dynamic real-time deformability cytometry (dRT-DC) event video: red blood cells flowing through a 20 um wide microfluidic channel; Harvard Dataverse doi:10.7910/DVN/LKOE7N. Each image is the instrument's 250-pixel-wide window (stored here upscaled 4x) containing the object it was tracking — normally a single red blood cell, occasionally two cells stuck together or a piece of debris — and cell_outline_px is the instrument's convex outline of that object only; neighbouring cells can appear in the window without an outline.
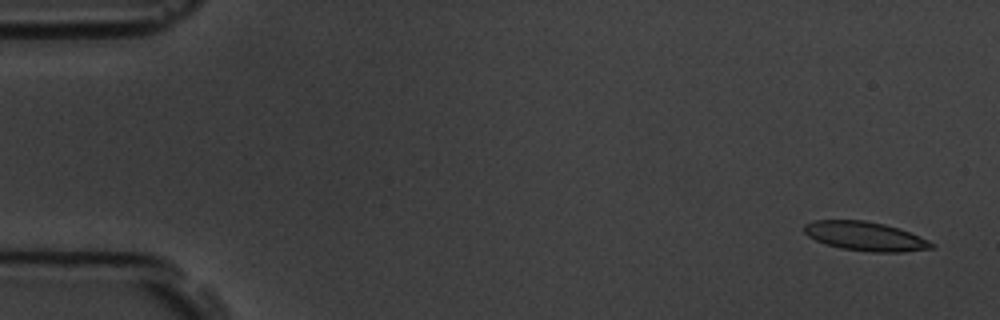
{"species": "common noctule bat (a hibernating species)", "species_latin": "Nyctalus noctula", "temperature_condition": "room temperature", "stored_images_in_passage": 6, "camera_frame_rate_fps": 3000, "um_per_image_px": 0.085, "animal": {"sex": "male", "body_mass_g": 19.5, "forearm_length_mm": 54.6}, "frame": {"image": 1, "passage_image": 1, "time_ms": 0.0, "image_size_px": [1000, 320], "cell_outline_px": [[936, 248], [904, 252], [872, 252], [840, 248], [816, 240], [808, 236], [804, 232], [804, 224], [812, 220], [864, 220], [884, 224], [908, 232], [928, 240], [936, 244]], "centroid_in_image_um": [73.55, 20.08], "position_along_channel_um": 11.4, "area_um2": 21.5}}
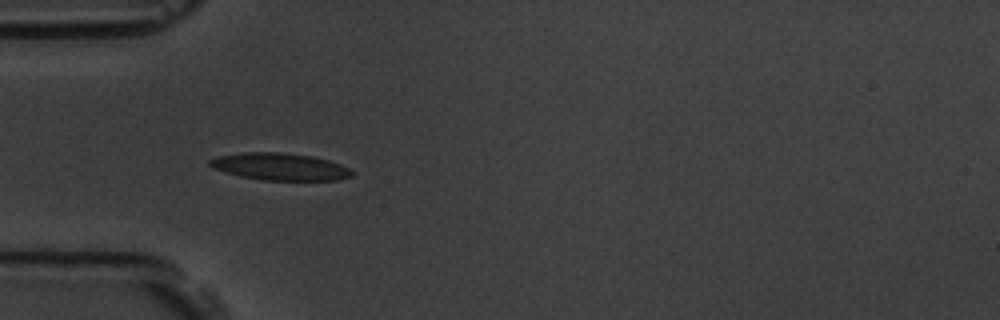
{"frame": {"image": 2, "passage_image": 5, "time_ms": 4.667, "image_size_px": [1000, 320], "cell_outline_px": [[352, 176], [336, 180], [260, 180], [240, 176], [224, 172], [212, 168], [208, 164], [208, 160], [220, 156], [244, 152], [280, 152], [312, 156], [328, 160], [340, 164], [348, 168], [352, 172]], "centroid_in_image_um": [23.76, 14.17], "position_along_channel_um": 61.2, "area_um2": 22.43}}
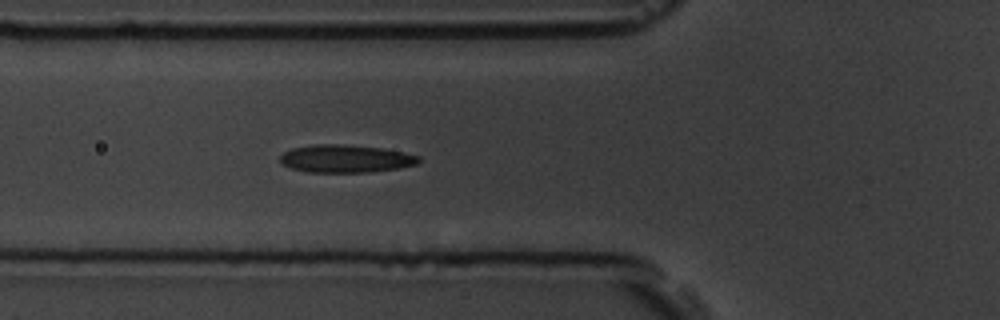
{"frame": {"image": 3, "passage_image": 6, "time_ms": 5.667, "image_size_px": [1000, 320], "cell_outline_px": [[420, 160], [416, 164], [400, 168], [368, 172], [308, 172], [292, 168], [280, 164], [280, 156], [284, 152], [292, 148], [312, 144], [344, 144], [384, 148], [404, 152], [420, 156]], "centroid_in_image_um": [29.37, 13.48], "position_along_channel_um": 96.4, "area_um2": 22.6}}